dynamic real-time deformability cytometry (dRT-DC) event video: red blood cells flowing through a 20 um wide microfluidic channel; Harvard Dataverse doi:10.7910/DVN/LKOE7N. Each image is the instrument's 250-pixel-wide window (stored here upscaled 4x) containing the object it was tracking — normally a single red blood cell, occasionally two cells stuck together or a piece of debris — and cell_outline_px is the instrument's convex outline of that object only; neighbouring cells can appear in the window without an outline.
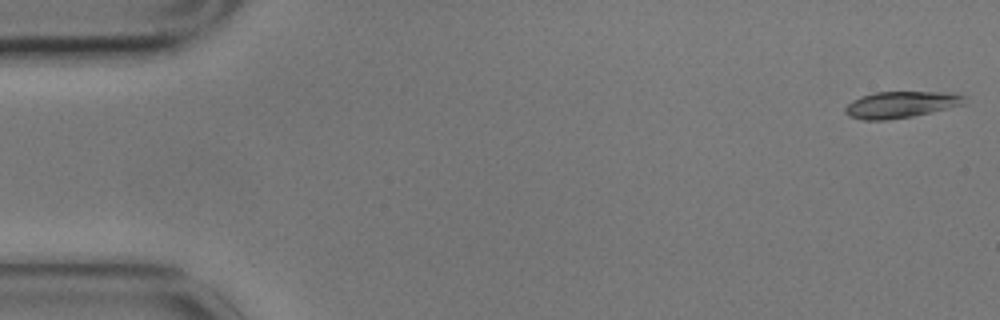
{"species": "common noctule bat (a hibernating species)", "species_latin": "Nyctalus noctula", "temperature_condition": "cold", "stored_images_in_passage": 6, "segment_of_instrument_passage": [1, 2], "camera_frame_rate_fps": 3000, "um_per_image_px": 0.085, "animal": {"sex": "male", "body_mass_g": 17.9}, "frame": {"image": 1, "passage_image": 1, "time_ms": 0.0, "image_size_px": [1000, 320], "cell_outline_px": [[964, 104], [912, 116], [888, 120], [860, 120], [848, 116], [844, 112], [844, 108], [852, 100], [860, 96], [876, 92], [956, 92], [964, 96]], "centroid_in_image_um": [76.52, 8.89], "position_along_channel_um": 8.5, "area_um2": 18.44}}